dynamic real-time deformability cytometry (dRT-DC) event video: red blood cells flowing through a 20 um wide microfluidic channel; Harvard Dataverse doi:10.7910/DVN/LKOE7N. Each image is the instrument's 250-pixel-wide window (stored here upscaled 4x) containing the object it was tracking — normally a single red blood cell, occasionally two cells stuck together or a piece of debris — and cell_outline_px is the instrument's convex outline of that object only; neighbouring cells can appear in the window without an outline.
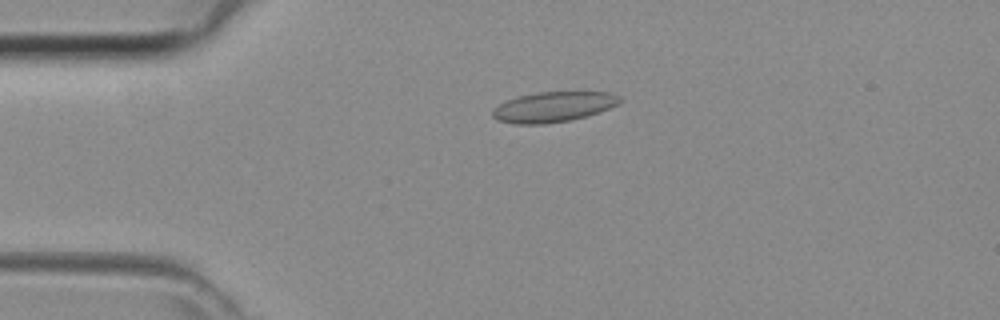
{"species": "common noctule bat (a hibernating species)", "species_latin": "Nyctalus noctula", "temperature_condition": "room temperature", "stored_images_in_passage": 37, "camera_frame_rate_fps": 3000, "um_per_image_px": 0.085, "animal": {"sex": "female", "body_mass_g": 29.2, "forearm_length_mm": 56.3}, "frame": {"image": 1, "passage_image": 3, "time_ms": 0.667, "image_size_px": [1000, 320], "cell_outline_px": [[624, 100], [608, 108], [588, 116], [572, 120], [544, 124], [516, 124], [496, 120], [492, 116], [492, 108], [508, 100], [520, 96], [536, 92], [608, 92], [620, 96]], "centroid_in_image_um": [47.03, 9.09], "position_along_channel_um": 38.0, "area_um2": 22.43}}
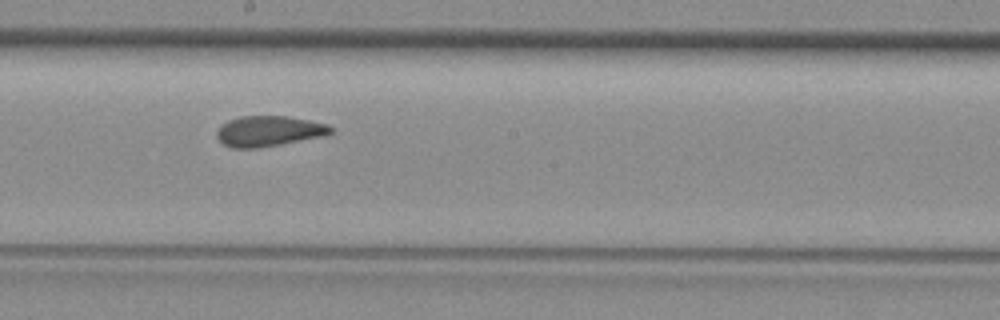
{"frame": {"image": 2, "passage_image": 17, "time_ms": 5.333, "image_size_px": [1000, 320], "cell_outline_px": [[332, 132], [320, 136], [256, 148], [232, 148], [224, 144], [216, 136], [216, 132], [228, 120], [240, 116], [288, 116], [328, 124], [332, 128]], "centroid_in_image_um": [22.81, 11.13], "position_along_channel_um": 225.4, "area_um2": 19.77}}
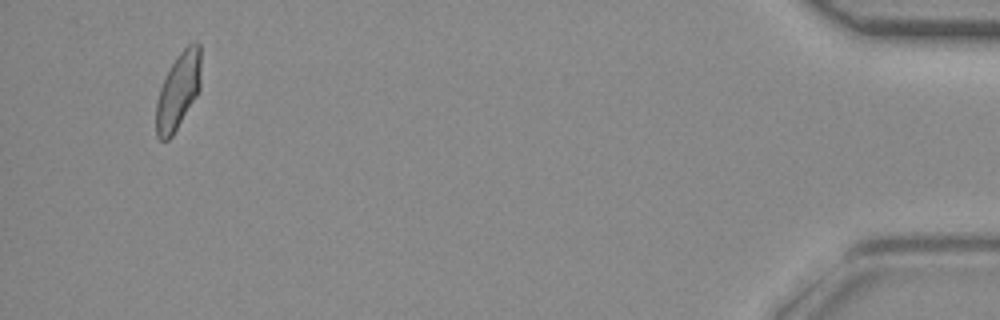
{"frame": {"image": 3, "passage_image": 35, "time_ms": 11.333, "image_size_px": [1000, 320], "cell_outline_px": [[200, 88], [196, 96], [172, 136], [168, 140], [160, 140], [156, 136], [156, 100], [160, 88], [176, 56], [188, 44], [196, 40], [200, 44]], "centroid_in_image_um": [15.14, 7.72], "position_along_channel_um": 420.1, "area_um2": 19.83}}